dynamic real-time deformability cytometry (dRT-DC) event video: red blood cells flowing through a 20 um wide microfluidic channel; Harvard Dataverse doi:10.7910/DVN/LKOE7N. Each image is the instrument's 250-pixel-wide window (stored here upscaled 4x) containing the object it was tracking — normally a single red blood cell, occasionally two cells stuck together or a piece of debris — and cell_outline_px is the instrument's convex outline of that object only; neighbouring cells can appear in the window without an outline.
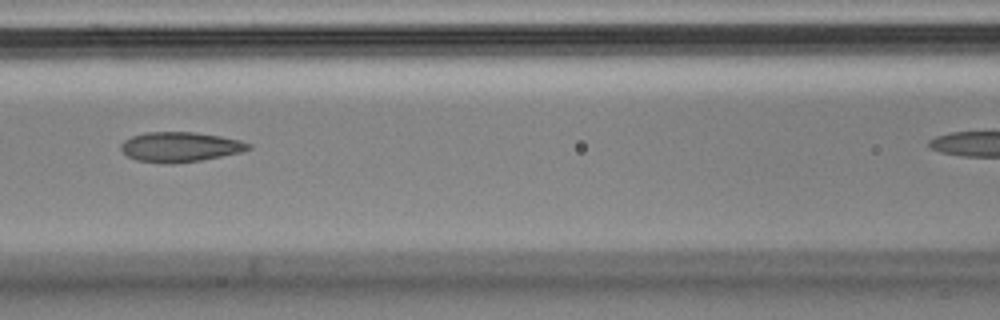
{"species": "Egyptian fruit bat (a non-hibernating species)", "species_latin": "Rousettus aegyptiacus", "temperature_condition": "cold", "stored_images_in_passage": 5, "segment_of_instrument_passage": [1, 2], "camera_frame_rate_fps": 3000, "um_per_image_px": 0.085, "animal": {"sex": "male"}, "frame": {"image": 1, "passage_image": 4, "time_ms": 1.0, "image_size_px": [1000, 320], "cell_outline_px": [[252, 148], [240, 152], [200, 160], [164, 164], [136, 160], [128, 156], [120, 148], [120, 144], [124, 140], [132, 136], [144, 132], [196, 132], [220, 136], [240, 140], [252, 144]], "centroid_in_image_um": [15.29, 12.48], "position_along_channel_um": 151.3, "area_um2": 22.14}}